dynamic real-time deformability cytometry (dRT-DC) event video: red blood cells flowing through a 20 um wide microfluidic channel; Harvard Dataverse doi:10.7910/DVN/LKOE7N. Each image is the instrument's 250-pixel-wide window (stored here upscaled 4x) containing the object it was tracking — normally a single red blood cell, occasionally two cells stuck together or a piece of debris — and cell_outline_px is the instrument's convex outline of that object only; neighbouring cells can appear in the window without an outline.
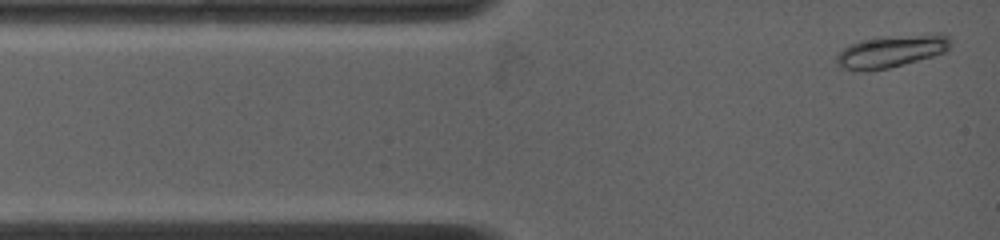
{"species": "common noctule bat (a hibernating species)", "species_latin": "Nyctalus noctula", "temperature_condition": "warm", "stored_images_in_passage": 8, "camera_frame_rate_fps": 4500, "um_per_image_px": 0.085, "animal": {"sex": "female", "body_mass_g": 19.0, "forearm_length_mm": 53.3}, "frame": {"image": 1, "passage_image": 1, "time_ms": 0.0, "image_size_px": [1000, 240], "cell_outline_px": [[952, 40], [948, 52], [904, 64], [888, 68], [840, 68], [836, 64], [836, 56], [848, 44], [860, 40], [876, 36], [928, 32], [944, 32]], "centroid_in_image_um": [75.89, 4.26], "position_along_channel_um": 9.1, "area_um2": 21.96}}
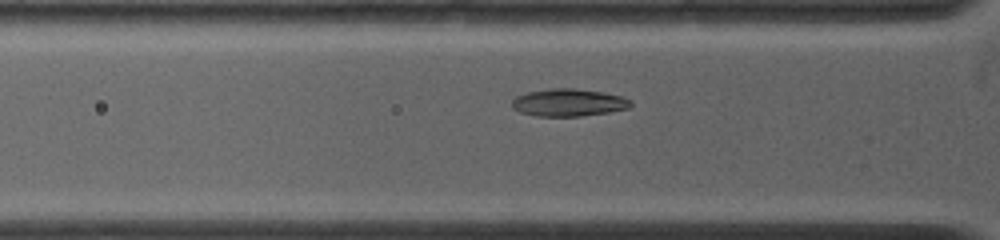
{"frame": {"image": 2, "passage_image": 5, "time_ms": 2.889, "image_size_px": [1000, 240], "cell_outline_px": [[632, 104], [628, 108], [608, 112], [580, 116], [536, 116], [520, 112], [512, 108], [512, 100], [516, 96], [528, 92], [548, 88], [576, 88], [604, 92], [620, 96], [632, 100]], "centroid_in_image_um": [48.31, 8.71], "position_along_channel_um": 77.5, "area_um2": 19.07}}
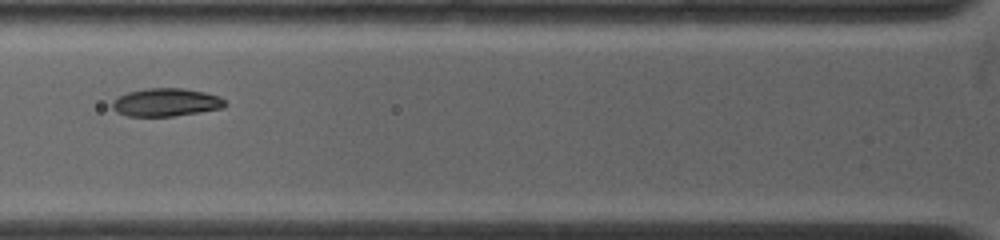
{"frame": {"image": 3, "passage_image": 7, "time_ms": 3.778, "image_size_px": [1000, 240], "cell_outline_px": [[228, 104], [224, 108], [200, 112], [172, 116], [128, 116], [116, 112], [112, 108], [112, 100], [128, 92], [148, 88], [184, 88], [204, 92], [220, 96]], "centroid_in_image_um": [14.13, 8.7], "position_along_channel_um": 111.7, "area_um2": 18.5}}